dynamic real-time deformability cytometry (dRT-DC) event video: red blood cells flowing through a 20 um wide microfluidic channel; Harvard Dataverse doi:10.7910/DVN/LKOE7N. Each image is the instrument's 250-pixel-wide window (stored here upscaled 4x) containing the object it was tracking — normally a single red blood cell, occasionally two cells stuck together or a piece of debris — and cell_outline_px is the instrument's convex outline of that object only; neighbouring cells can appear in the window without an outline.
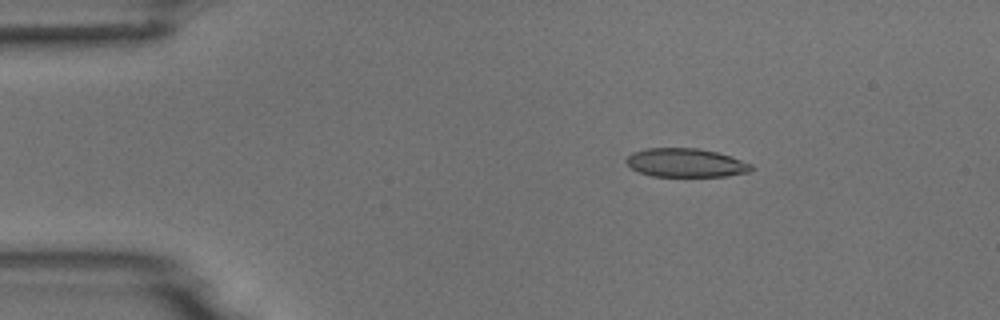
{"species": "common noctule bat (a hibernating species)", "species_latin": "Nyctalus noctula", "temperature_condition": "room temperature", "stored_images_in_passage": 5, "camera_frame_rate_fps": 3000, "um_per_image_px": 0.085, "animal": {"sex": "male", "body_mass_g": 18.8}, "frame": {"image": 1, "passage_image": 3, "time_ms": 2.333, "image_size_px": [1000, 320], "cell_outline_px": [[756, 168], [752, 172], [724, 176], [652, 176], [640, 172], [632, 168], [624, 160], [632, 152], [644, 148], [696, 148], [716, 152], [752, 164]], "centroid_in_image_um": [58.3, 13.84], "position_along_channel_um": 26.7, "area_um2": 20.87}}
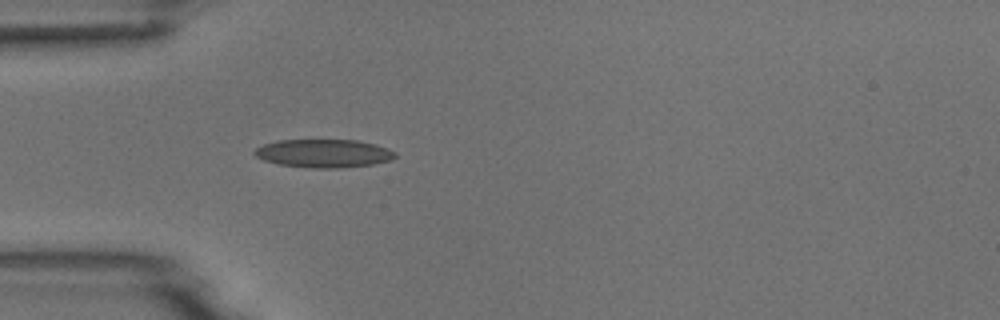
{"frame": {"image": 2, "passage_image": 5, "time_ms": 4.667, "image_size_px": [1000, 320], "cell_outline_px": [[396, 156], [392, 160], [372, 164], [340, 168], [312, 168], [280, 164], [264, 160], [256, 156], [252, 152], [256, 148], [264, 144], [276, 140], [356, 140], [376, 144], [388, 148], [396, 152]], "centroid_in_image_um": [27.53, 13.03], "position_along_channel_um": 57.5, "area_um2": 23.18}}